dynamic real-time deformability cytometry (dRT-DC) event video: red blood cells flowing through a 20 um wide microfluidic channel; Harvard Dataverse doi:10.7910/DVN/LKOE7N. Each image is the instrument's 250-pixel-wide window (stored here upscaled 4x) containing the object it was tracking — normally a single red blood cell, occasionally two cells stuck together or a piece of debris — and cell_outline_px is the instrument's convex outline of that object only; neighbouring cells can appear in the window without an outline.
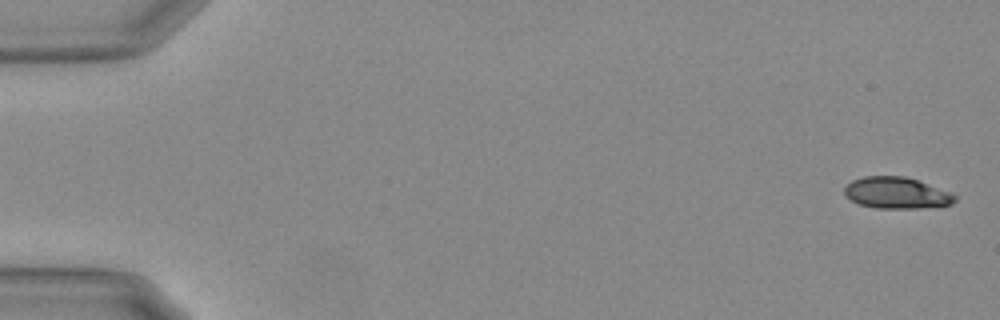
{"species": "Egyptian fruit bat (a non-hibernating species)", "species_latin": "Rousettus aegyptiacus", "temperature_condition": "warm", "stored_images_in_passage": 55, "camera_frame_rate_fps": 3000, "um_per_image_px": 0.085, "animal": {"sex": "female"}, "frame": {"image": 1, "passage_image": 1, "time_ms": 0.0, "image_size_px": [1000, 320], "cell_outline_px": [[956, 200], [952, 204], [920, 208], [876, 208], [860, 204], [844, 196], [844, 188], [852, 180], [864, 176], [904, 176], [952, 192], [956, 196]], "centroid_in_image_um": [76.2, 16.4], "position_along_channel_um": 8.8, "area_um2": 20.17}}
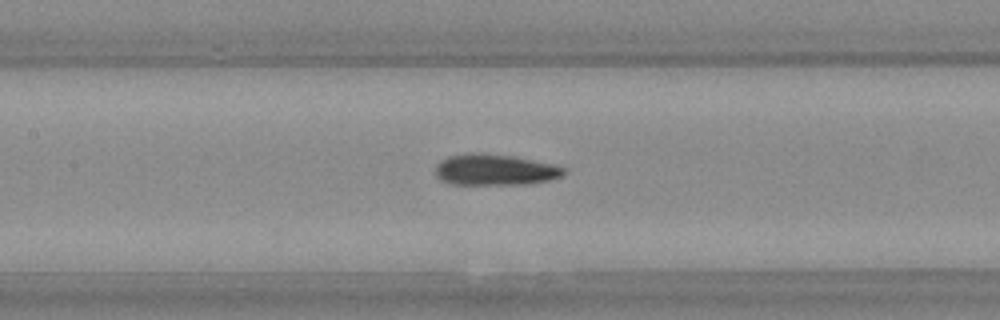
{"frame": {"image": 2, "passage_image": 26, "time_ms": 8.333, "image_size_px": [1000, 320], "cell_outline_px": [[564, 172], [560, 176], [548, 180], [520, 184], [452, 184], [440, 180], [436, 176], [436, 164], [440, 160], [448, 156], [468, 152], [480, 152], [512, 156], [548, 164], [564, 168]], "centroid_in_image_um": [41.94, 14.42], "position_along_channel_um": 165.5, "area_um2": 22.95}}
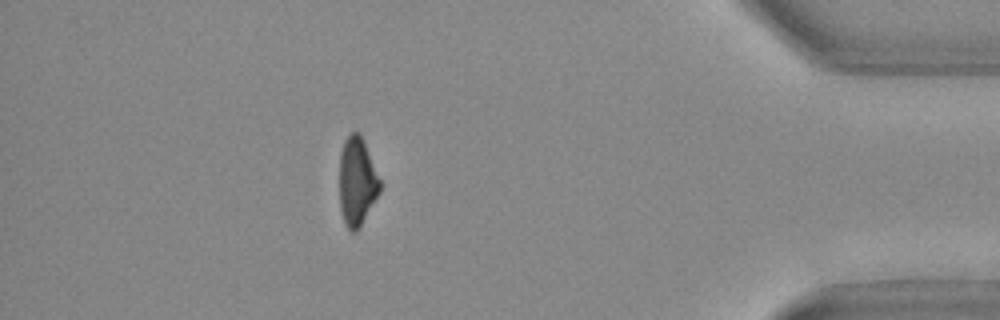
{"frame": {"image": 3, "passage_image": 49, "time_ms": 16.0, "image_size_px": [1000, 320], "cell_outline_px": [[380, 192], [360, 228], [356, 232], [352, 232], [348, 228], [344, 220], [340, 208], [340, 152], [344, 140], [348, 132], [360, 132], [380, 180]], "centroid_in_image_um": [30.34, 15.42], "position_along_channel_um": 404.9, "area_um2": 20.87}, "authors_computed_cell_mechanics": {"area_um2": 22.4842, "velocity_mm_per_s": 3.7068, "shape_relaxation_time_tau1_ms": 6.8317, "shape_relaxation_time_tau2_ms": 3.1221, "deformation_change_tau1": 0.2086, "deformation_change_tau2": 0.1021}}